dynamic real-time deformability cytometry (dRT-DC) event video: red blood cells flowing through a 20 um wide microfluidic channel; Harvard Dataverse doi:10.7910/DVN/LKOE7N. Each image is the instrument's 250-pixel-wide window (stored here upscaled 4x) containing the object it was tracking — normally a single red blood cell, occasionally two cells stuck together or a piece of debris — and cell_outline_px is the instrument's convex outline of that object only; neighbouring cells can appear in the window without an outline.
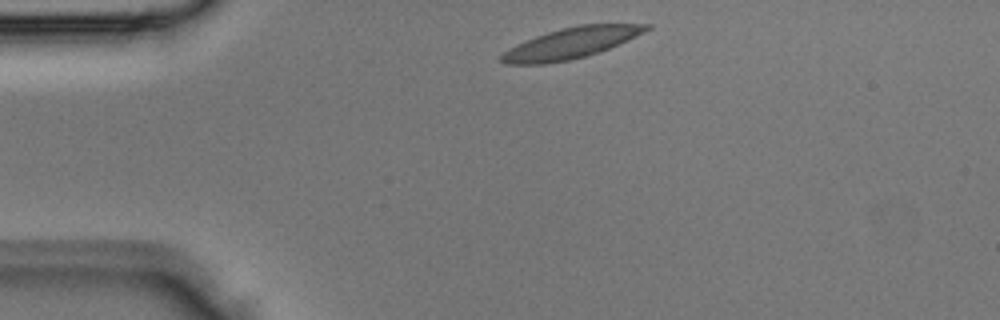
{"species": "Egyptian fruit bat (a non-hibernating species)", "species_latin": "Rousettus aegyptiacus", "temperature_condition": "room temperature", "stored_images_in_passage": 4, "camera_frame_rate_fps": 3000, "um_per_image_px": 0.085, "animal": {"sex": "male"}, "frame": {"image": 1, "passage_image": 4, "time_ms": 1.0, "image_size_px": [1000, 320], "cell_outline_px": [[652, 28], [628, 40], [600, 52], [568, 60], [544, 64], [504, 64], [500, 60], [500, 56], [508, 48], [516, 44], [536, 36], [560, 28], [580, 24], [652, 24]], "centroid_in_image_um": [48.53, 3.66], "position_along_channel_um": 36.5, "area_um2": 25.95}}